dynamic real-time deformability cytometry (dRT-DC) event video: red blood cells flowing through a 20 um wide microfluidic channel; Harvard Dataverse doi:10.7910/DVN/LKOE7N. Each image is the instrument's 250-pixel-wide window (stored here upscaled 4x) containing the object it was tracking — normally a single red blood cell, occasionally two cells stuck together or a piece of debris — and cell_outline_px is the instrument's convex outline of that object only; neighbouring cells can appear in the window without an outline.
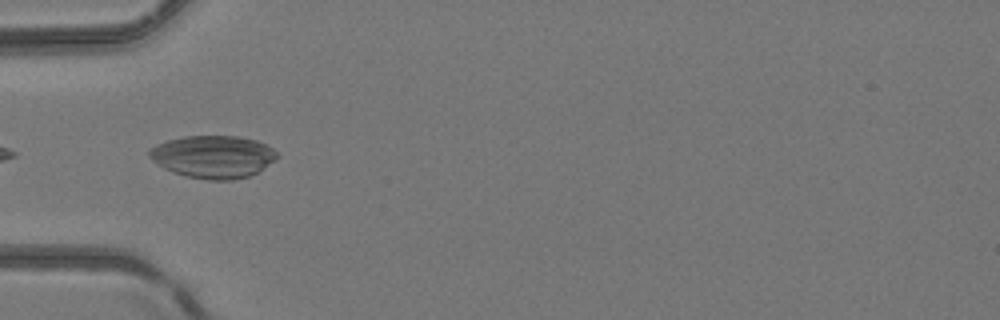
{"species": "common noctule bat (a hibernating species)", "species_latin": "Nyctalus noctula", "temperature_condition": "room temperature", "stored_images_in_passage": 34, "camera_frame_rate_fps": 3000, "um_per_image_px": 0.085, "animal": {"sex": "female", "body_mass_g": 24.6, "forearm_length_mm": 56.2}, "frame": {"image": 1, "passage_image": 1, "time_ms": 0.0, "image_size_px": [1000, 320], "cell_outline_px": [[280, 156], [256, 172], [248, 176], [232, 180], [208, 180], [188, 176], [172, 172], [164, 168], [152, 160], [148, 156], [148, 148], [156, 144], [168, 140], [184, 136], [236, 136], [256, 140], [272, 148]], "centroid_in_image_um": [18.08, 13.31], "position_along_channel_um": 66.9, "area_um2": 31.56}}
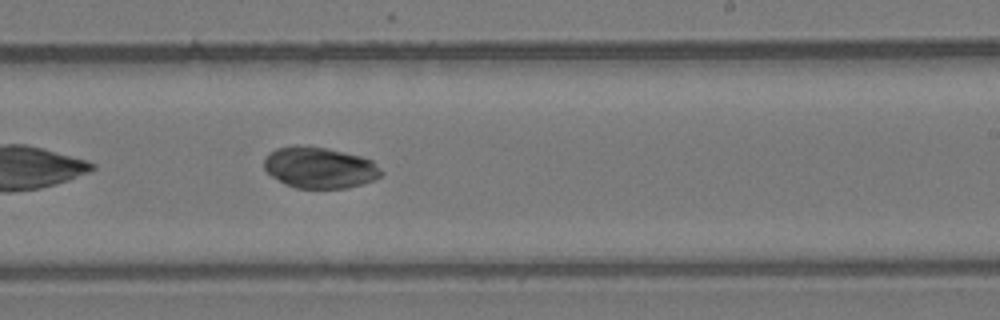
{"frame": {"image": 2, "passage_image": 15, "time_ms": 4.667, "image_size_px": [1000, 320], "cell_outline_px": [[384, 172], [376, 180], [348, 188], [296, 188], [284, 184], [272, 176], [264, 168], [264, 156], [268, 152], [276, 148], [296, 144], [328, 148], [360, 156], [372, 160]], "centroid_in_image_um": [27.15, 14.24], "position_along_channel_um": 261.8, "area_um2": 28.5}}
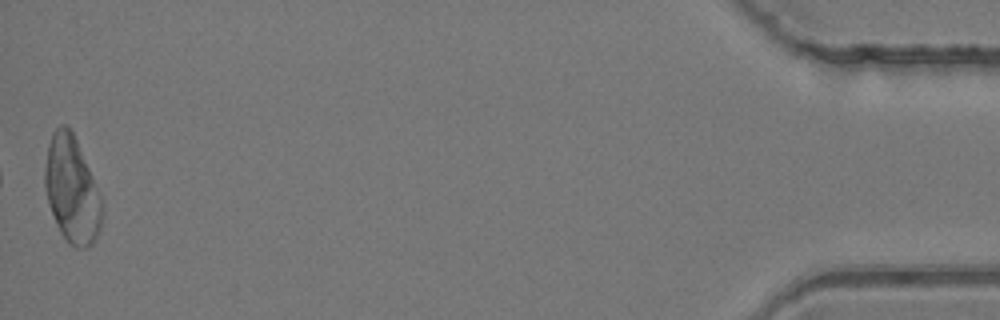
{"frame": {"image": 3, "passage_image": 34, "time_ms": 11.0, "image_size_px": [1000, 320], "cell_outline_px": [[104, 212], [100, 228], [92, 244], [88, 248], [76, 248], [68, 244], [60, 232], [56, 224], [44, 188], [44, 168], [48, 144], [52, 132], [60, 124], [68, 124], [76, 140], [92, 176], [104, 208]], "centroid_in_image_um": [6.09, 16.15], "position_along_channel_um": 429.1, "area_um2": 35.43}, "authors_computed_cell_mechanics": {"area_um2": 29.3913, "velocity_mm_per_s": 4.1806, "shape_relaxation_time_tau1_ms": 2.0318, "shape_relaxation_time_tau2_ms": null, "deformation_change_tau1": 0.03, "deformation_change_tau2": null}}